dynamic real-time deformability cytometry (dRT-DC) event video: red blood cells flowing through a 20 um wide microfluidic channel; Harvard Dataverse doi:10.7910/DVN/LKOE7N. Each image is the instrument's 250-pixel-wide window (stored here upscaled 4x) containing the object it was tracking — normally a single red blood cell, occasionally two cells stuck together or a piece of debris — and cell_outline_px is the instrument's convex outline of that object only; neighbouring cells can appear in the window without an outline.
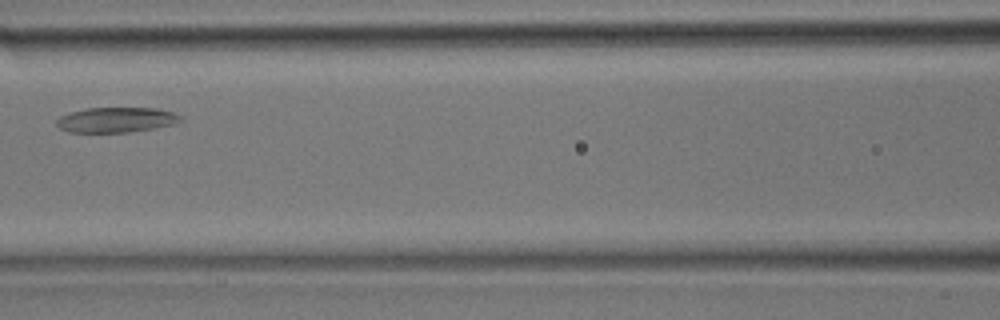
{"species": "common noctule bat (a hibernating species)", "species_latin": "Nyctalus noctula", "temperature_condition": "room temperature", "stored_images_in_passage": 26, "camera_frame_rate_fps": 3000, "um_per_image_px": 0.085, "animal": {"sex": "male", "body_mass_g": 17.9}, "frame": {"image": 1, "passage_image": 6, "time_ms": 1.667, "image_size_px": [1000, 320], "cell_outline_px": [[184, 120], [176, 124], [128, 132], [68, 132], [60, 128], [56, 124], [56, 120], [60, 116], [72, 112], [88, 108], [156, 108], [172, 112], [180, 116]], "centroid_in_image_um": [9.89, 10.19], "position_along_channel_um": 156.7, "area_um2": 18.03}}
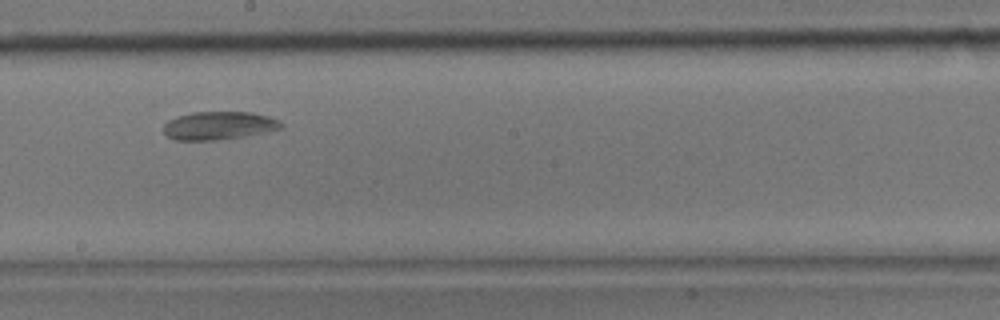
{"frame": {"image": 2, "passage_image": 10, "time_ms": 3.0, "image_size_px": [1000, 320], "cell_outline_px": [[284, 128], [244, 136], [216, 140], [176, 140], [168, 136], [164, 132], [164, 124], [168, 120], [176, 116], [192, 112], [252, 112], [268, 116], [280, 120], [284, 124]], "centroid_in_image_um": [18.62, 10.66], "position_along_channel_um": 229.6, "area_um2": 19.36}}
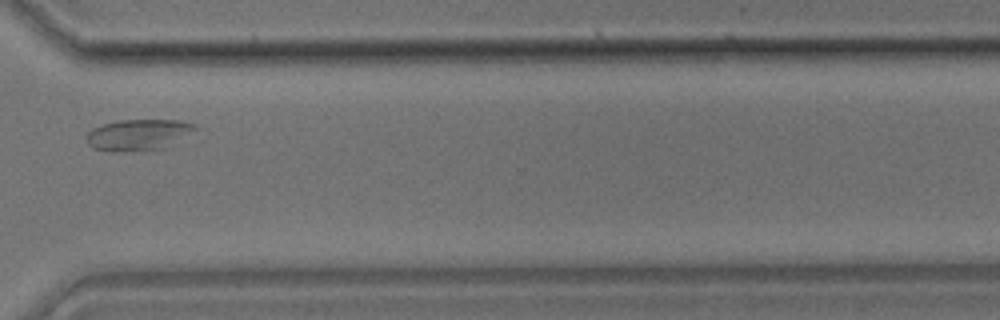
{"frame": {"image": 3, "passage_image": 17, "time_ms": 5.333, "image_size_px": [1000, 320], "cell_outline_px": [[200, 128], [164, 148], [124, 152], [112, 152], [92, 148], [88, 144], [88, 132], [92, 128], [104, 124], [120, 120], [180, 120], [196, 124]], "centroid_in_image_um": [11.78, 11.45], "position_along_channel_um": 358.8, "area_um2": 19.77}}